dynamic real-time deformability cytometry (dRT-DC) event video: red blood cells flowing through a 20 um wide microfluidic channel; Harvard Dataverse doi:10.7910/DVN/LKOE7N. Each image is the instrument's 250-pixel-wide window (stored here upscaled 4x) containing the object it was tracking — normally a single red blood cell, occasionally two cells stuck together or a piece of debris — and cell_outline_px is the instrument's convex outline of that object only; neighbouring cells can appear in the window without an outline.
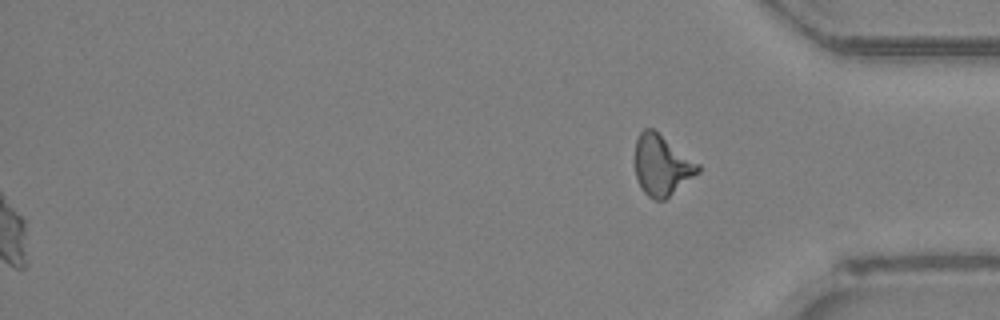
{"species": "Egyptian fruit bat (a non-hibernating species)", "species_latin": "Rousettus aegyptiacus", "temperature_condition": "room temperature", "stored_images_in_passage": 43, "segment_of_instrument_passage": [2, 2], "camera_frame_rate_fps": 3000, "um_per_image_px": 0.085, "animal": {"sex": "female"}, "frame": {"image": 1, "passage_image": 43, "time_ms": 14.0, "image_size_px": [1000, 320], "cell_outline_px": [[700, 172], [664, 200], [656, 200], [648, 196], [644, 192], [636, 176], [636, 140], [640, 132], [644, 128], [652, 128], [700, 164]], "centroid_in_image_um": [56.27, 14.04], "position_along_channel_um": 378.9, "area_um2": 21.91}}